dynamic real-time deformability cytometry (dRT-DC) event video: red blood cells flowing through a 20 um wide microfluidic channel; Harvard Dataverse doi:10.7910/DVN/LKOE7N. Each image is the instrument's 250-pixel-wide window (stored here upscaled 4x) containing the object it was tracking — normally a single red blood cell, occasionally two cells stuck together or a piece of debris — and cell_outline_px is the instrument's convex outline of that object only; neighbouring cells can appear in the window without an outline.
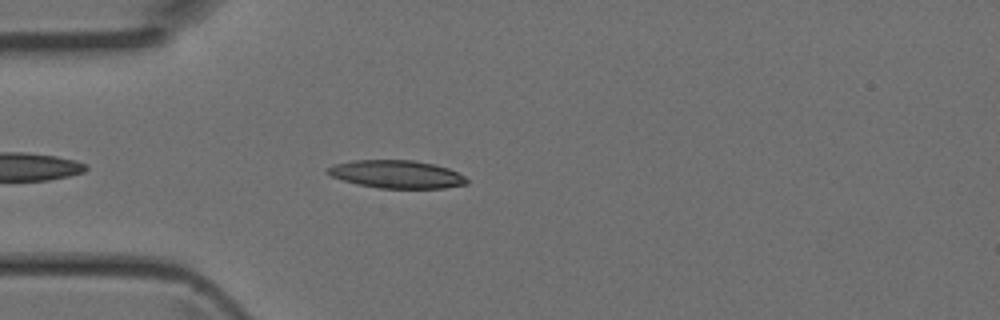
{"species": "Egyptian fruit bat (a non-hibernating species)", "species_latin": "Rousettus aegyptiacus", "temperature_condition": "room temperature", "stored_images_in_passage": 4, "camera_frame_rate_fps": 3000, "um_per_image_px": 0.085, "animal": {"sex": "female"}, "frame": {"image": 1, "passage_image": 4, "time_ms": 1.0, "image_size_px": [1000, 320], "cell_outline_px": [[468, 184], [444, 188], [380, 188], [356, 184], [332, 176], [324, 172], [328, 168], [336, 164], [352, 160], [412, 160], [436, 164], [448, 168], [464, 176], [468, 180]], "centroid_in_image_um": [33.73, 14.81], "position_along_channel_um": 51.3, "area_um2": 22.6}}